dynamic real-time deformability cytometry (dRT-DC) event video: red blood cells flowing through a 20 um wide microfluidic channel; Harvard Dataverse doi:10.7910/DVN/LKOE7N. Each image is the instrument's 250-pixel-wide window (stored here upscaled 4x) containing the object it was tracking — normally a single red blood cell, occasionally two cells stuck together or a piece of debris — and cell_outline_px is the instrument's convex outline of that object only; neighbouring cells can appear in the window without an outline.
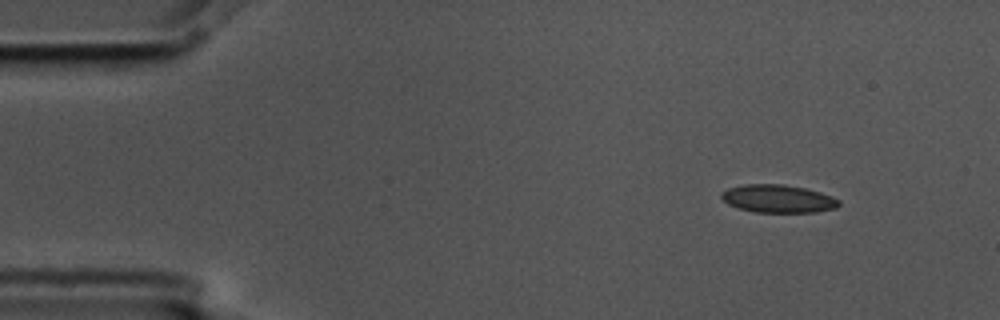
{"species": "common noctule bat (a hibernating species)", "species_latin": "Nyctalus noctula", "temperature_condition": "cold", "stored_images_in_passage": 3, "camera_frame_rate_fps": 3000, "um_per_image_px": 0.085, "animal": {"sex": "male", "body_mass_g": 17.5, "forearm_length_mm": 52.3}, "frame": {"image": 1, "passage_image": 1, "time_ms": 0.0, "image_size_px": [1000, 320], "cell_outline_px": [[840, 204], [836, 208], [816, 212], [756, 212], [740, 208], [728, 204], [720, 196], [720, 192], [728, 188], [744, 184], [784, 184], [804, 188], [820, 192], [832, 196], [840, 200]], "centroid_in_image_um": [66.14, 16.88], "position_along_channel_um": 18.9, "area_um2": 19.13}}
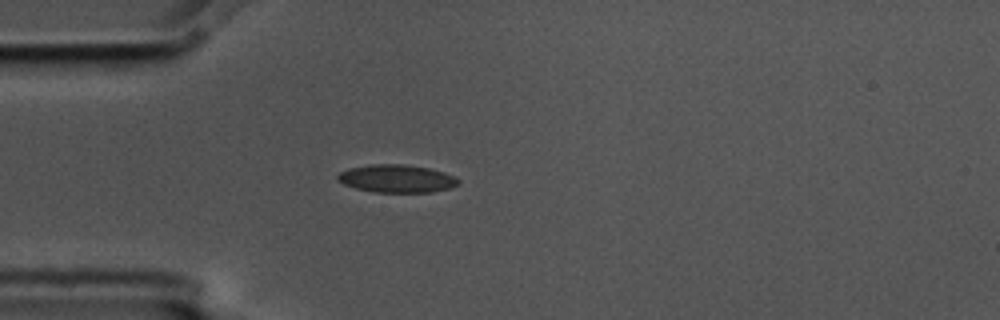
{"frame": {"image": 2, "passage_image": 3, "time_ms": 0.667, "image_size_px": [1000, 320], "cell_outline_px": [[460, 184], [448, 188], [432, 192], [372, 192], [356, 188], [344, 184], [336, 180], [336, 176], [340, 172], [348, 168], [372, 164], [404, 164], [428, 168], [444, 172], [460, 180]], "centroid_in_image_um": [33.69, 15.18], "position_along_channel_um": 51.3, "area_um2": 19.59}}